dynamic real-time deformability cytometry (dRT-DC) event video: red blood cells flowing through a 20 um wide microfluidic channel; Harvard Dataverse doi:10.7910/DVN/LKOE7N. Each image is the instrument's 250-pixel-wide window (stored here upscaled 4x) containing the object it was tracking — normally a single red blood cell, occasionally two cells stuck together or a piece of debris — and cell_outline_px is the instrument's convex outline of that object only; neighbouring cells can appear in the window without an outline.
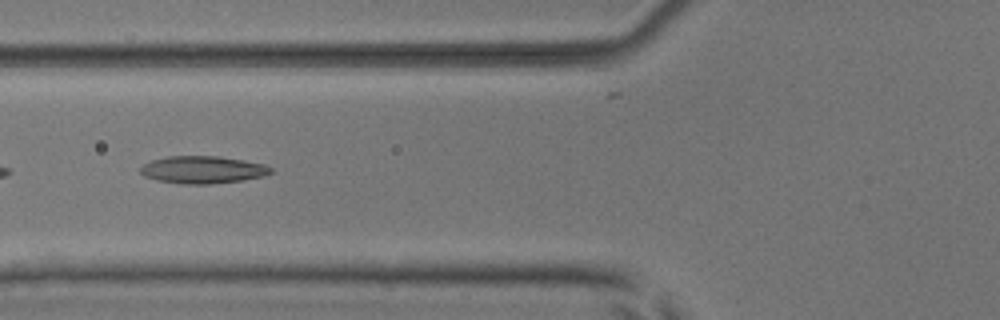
{"species": "common noctule bat (a hibernating species)", "species_latin": "Nyctalus noctula", "temperature_condition": "room temperature", "stored_images_in_passage": 8, "camera_frame_rate_fps": 3000, "um_per_image_px": 0.085, "animal": {"sex": "male", "body_mass_g": 17.9, "forearm_length_mm": 54.2}, "frame": {"image": 1, "passage_image": 4, "time_ms": 1.0, "image_size_px": [1000, 320], "cell_outline_px": [[272, 172], [264, 176], [240, 180], [212, 184], [180, 184], [156, 180], [144, 176], [140, 172], [140, 168], [144, 164], [152, 160], [168, 156], [216, 156], [244, 160], [264, 164], [272, 168]], "centroid_in_image_um": [17.21, 14.43], "position_along_channel_um": 108.6, "area_um2": 20.81}}
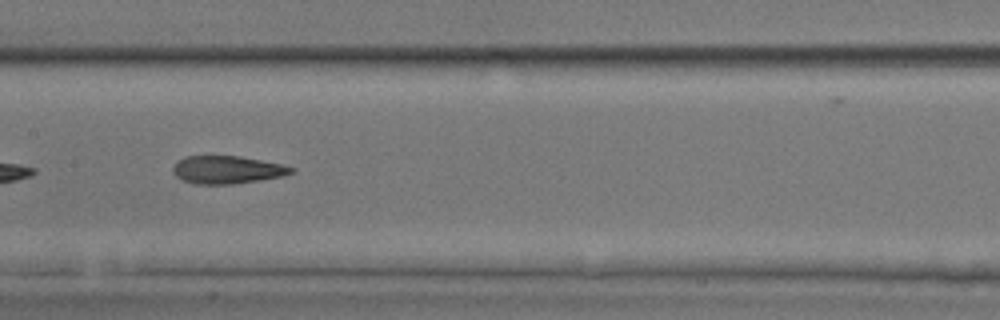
{"frame": {"image": 2, "passage_image": 6, "time_ms": 1.667, "image_size_px": [1000, 320], "cell_outline_px": [[296, 172], [284, 176], [260, 180], [232, 184], [196, 184], [180, 180], [172, 172], [172, 168], [176, 160], [184, 156], [240, 156], [284, 164], [296, 168]], "centroid_in_image_um": [19.32, 14.43], "position_along_channel_um": 188.1, "area_um2": 19.59}}
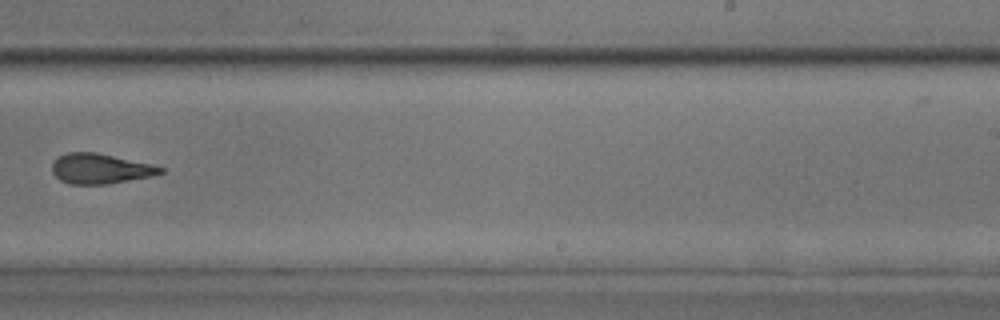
{"frame": {"image": 3, "passage_image": 8, "time_ms": 2.333, "image_size_px": [1000, 320], "cell_outline_px": [[164, 172], [148, 176], [108, 184], [68, 184], [60, 180], [52, 172], [52, 164], [60, 156], [68, 152], [96, 152], [152, 164], [164, 168]], "centroid_in_image_um": [8.5, 14.33], "position_along_channel_um": 280.5, "area_um2": 18.79}}